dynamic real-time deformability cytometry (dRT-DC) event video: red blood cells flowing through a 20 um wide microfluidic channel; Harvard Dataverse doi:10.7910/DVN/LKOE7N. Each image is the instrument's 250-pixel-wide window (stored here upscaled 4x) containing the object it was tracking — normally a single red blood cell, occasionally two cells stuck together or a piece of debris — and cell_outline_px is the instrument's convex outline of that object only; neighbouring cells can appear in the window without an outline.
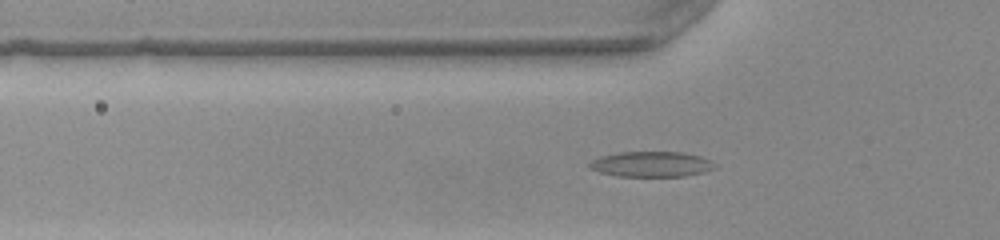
{"species": "common noctule bat (a hibernating species)", "species_latin": "Nyctalus noctula", "temperature_condition": "warm", "stored_images_in_passage": 38, "camera_frame_rate_fps": 3000, "um_per_image_px": 0.085, "animal": {"sex": "female", "body_mass_g": 22.0, "forearm_length_mm": 56.7}, "frame": {"image": 1, "passage_image": 3, "time_ms": 0.667, "image_size_px": [1000, 240], "cell_outline_px": [[716, 168], [704, 172], [684, 176], [616, 176], [600, 172], [588, 168], [588, 164], [592, 160], [600, 156], [620, 152], [684, 152], [700, 156], [712, 160], [716, 164]], "centroid_in_image_um": [55.38, 13.95], "position_along_channel_um": 70.4, "area_um2": 18.67}}
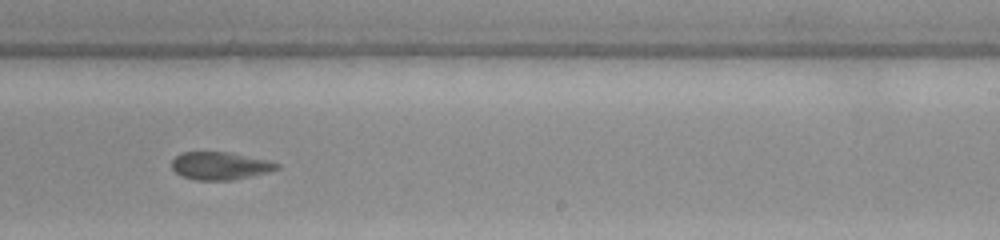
{"frame": {"image": 2, "passage_image": 18, "time_ms": 5.667, "image_size_px": [1000, 240], "cell_outline_px": [[280, 168], [268, 172], [232, 180], [196, 180], [180, 176], [172, 168], [172, 160], [180, 152], [228, 152], [268, 160], [280, 164]], "centroid_in_image_um": [18.69, 14.09], "position_along_channel_um": 270.3, "area_um2": 16.99}}
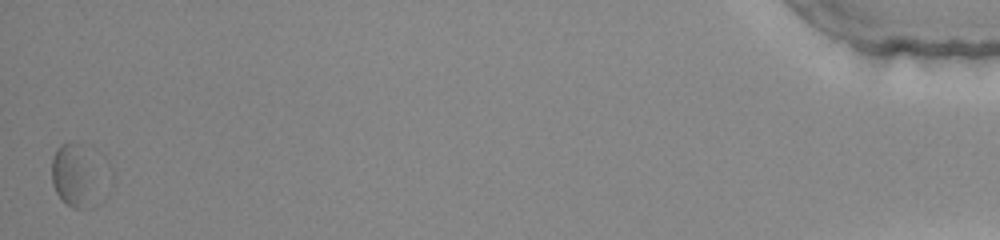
{"frame": {"image": 3, "passage_image": 37, "time_ms": 12.0, "image_size_px": [1000, 240], "cell_outline_px": [[112, 188], [108, 196], [100, 204], [92, 208], [72, 208], [56, 192], [52, 184], [52, 160], [56, 148], [60, 144], [72, 144], [112, 172]], "centroid_in_image_um": [6.78, 15.11], "position_along_channel_um": 428.4, "area_um2": 20.81}, "authors_computed_cell_mechanics": {"area_um2": 17.3111, "velocity_mm_per_s": 3.9995, "shape_relaxation_time_tau1_ms": 4.2726, "shape_relaxation_time_tau2_ms": 5.9049, "deformation_change_tau1": 0.1131, "deformation_change_tau2": 0.1239}}